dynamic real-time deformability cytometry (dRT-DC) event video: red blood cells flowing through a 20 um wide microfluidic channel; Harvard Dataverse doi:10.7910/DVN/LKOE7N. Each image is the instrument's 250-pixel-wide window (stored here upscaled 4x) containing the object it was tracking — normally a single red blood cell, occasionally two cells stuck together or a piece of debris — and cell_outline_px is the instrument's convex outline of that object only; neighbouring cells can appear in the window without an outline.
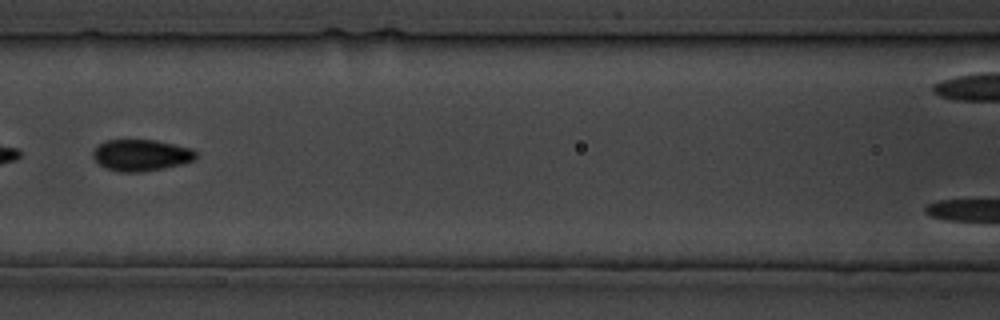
{"species": "common noctule bat (a hibernating species)", "species_latin": "Nyctalus noctula", "temperature_condition": "cold", "stored_images_in_passage": 23, "camera_frame_rate_fps": 3000, "um_per_image_px": 0.085, "animal": {"sex": "male", "body_mass_g": 19.5, "forearm_length_mm": 54.6}, "frame": {"image": 1, "passage_image": 7, "time_ms": 8.0, "image_size_px": [1000, 320], "cell_outline_px": [[196, 160], [184, 164], [164, 168], [140, 172], [120, 172], [104, 168], [92, 156], [92, 152], [104, 140], [156, 140], [192, 148], [196, 152]], "centroid_in_image_um": [12.02, 13.19], "position_along_channel_um": 154.6, "area_um2": 19.02}}